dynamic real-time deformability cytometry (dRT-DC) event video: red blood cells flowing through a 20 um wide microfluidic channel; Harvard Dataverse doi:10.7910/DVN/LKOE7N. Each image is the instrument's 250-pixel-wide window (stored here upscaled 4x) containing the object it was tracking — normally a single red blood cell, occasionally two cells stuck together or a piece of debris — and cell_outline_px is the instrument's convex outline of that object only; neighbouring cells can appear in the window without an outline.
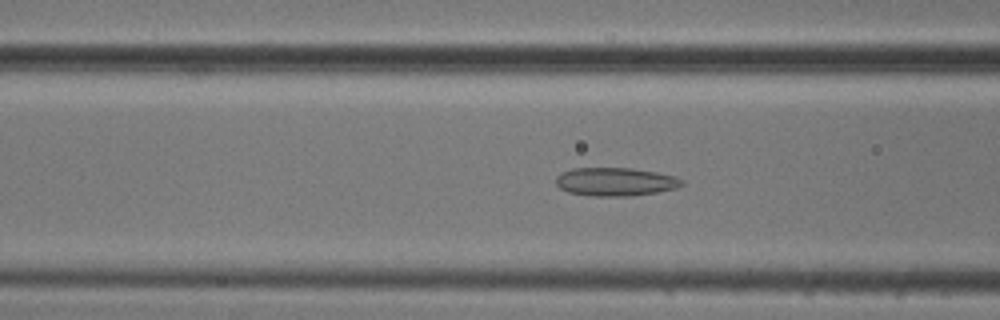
{"species": "common noctule bat (a hibernating species)", "species_latin": "Nyctalus noctula", "temperature_condition": "cold", "stored_images_in_passage": 39, "camera_frame_rate_fps": 3000, "um_per_image_px": 0.085, "animal": {"sex": "male", "body_mass_g": 20.5, "forearm_length_mm": 52.5}, "frame": {"image": 1, "passage_image": 9, "time_ms": 2.667, "image_size_px": [1000, 320], "cell_outline_px": [[684, 184], [676, 188], [656, 192], [632, 196], [592, 196], [568, 192], [560, 188], [556, 184], [556, 176], [572, 168], [632, 168], [656, 172], [676, 176], [684, 180]], "centroid_in_image_um": [52.33, 15.45], "position_along_channel_um": 114.3, "area_um2": 20.87}}
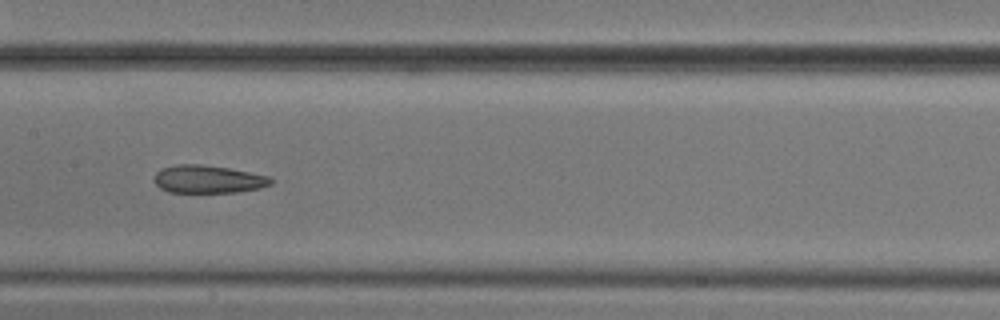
{"frame": {"image": 2, "passage_image": 15, "time_ms": 4.667, "image_size_px": [1000, 320], "cell_outline_px": [[276, 180], [272, 184], [260, 188], [236, 192], [168, 192], [160, 188], [152, 180], [156, 172], [160, 168], [180, 164], [200, 164], [228, 168], [268, 176]], "centroid_in_image_um": [17.67, 15.23], "position_along_channel_um": 189.7, "area_um2": 19.02}}
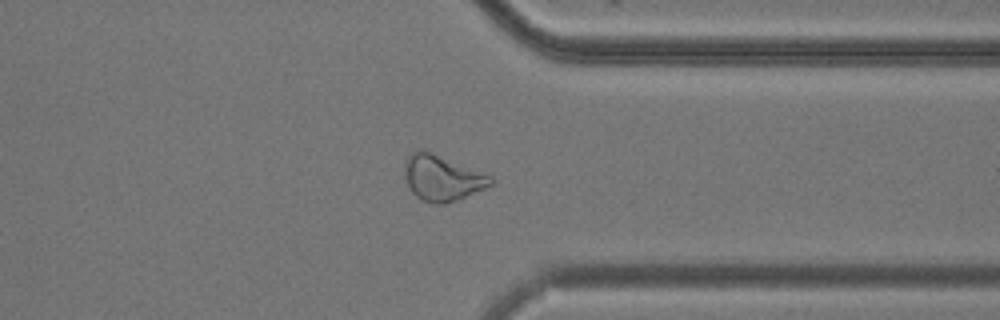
{"frame": {"image": 3, "passage_image": 30, "time_ms": 9.667, "image_size_px": [1000, 320], "cell_outline_px": [[496, 180], [492, 184], [484, 188], [456, 200], [444, 204], [436, 204], [420, 200], [412, 192], [404, 176], [404, 168], [408, 156], [412, 152], [420, 148], [424, 148], [492, 176]], "centroid_in_image_um": [37.57, 15.1], "position_along_channel_um": 373.8, "area_um2": 23.06}}